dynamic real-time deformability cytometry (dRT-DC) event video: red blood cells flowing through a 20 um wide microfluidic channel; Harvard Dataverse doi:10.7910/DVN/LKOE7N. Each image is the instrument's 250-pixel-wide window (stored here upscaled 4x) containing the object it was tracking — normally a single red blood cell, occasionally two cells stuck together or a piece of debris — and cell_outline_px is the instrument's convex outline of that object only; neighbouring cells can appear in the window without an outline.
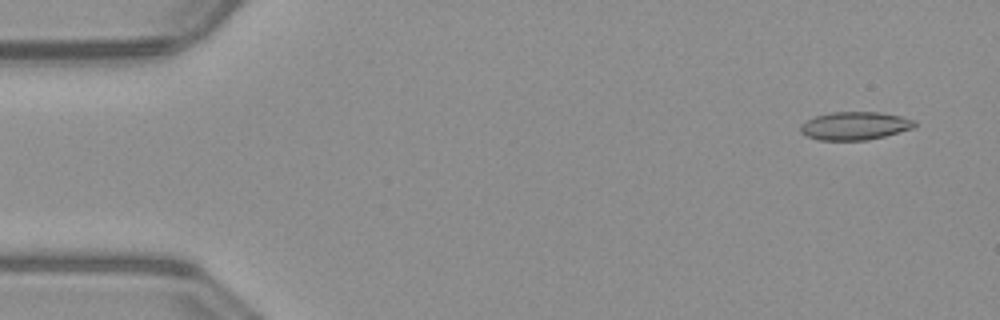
{"species": "common noctule bat (a hibernating species)", "species_latin": "Nyctalus noctula", "temperature_condition": "warm", "stored_images_in_passage": 51, "camera_frame_rate_fps": 3000, "um_per_image_px": 0.085, "animal": {"sex": "male", "body_mass_g": 23.1, "forearm_length_mm": 52.7}, "frame": {"image": 1, "passage_image": 3, "time_ms": 0.667, "image_size_px": [1000, 320], "cell_outline_px": [[916, 124], [912, 128], [884, 136], [868, 140], [816, 140], [800, 132], [800, 124], [816, 116], [832, 112], [880, 112], [900, 116], [916, 120]], "centroid_in_image_um": [72.65, 10.69], "position_along_channel_um": 12.3, "area_um2": 18.61}}
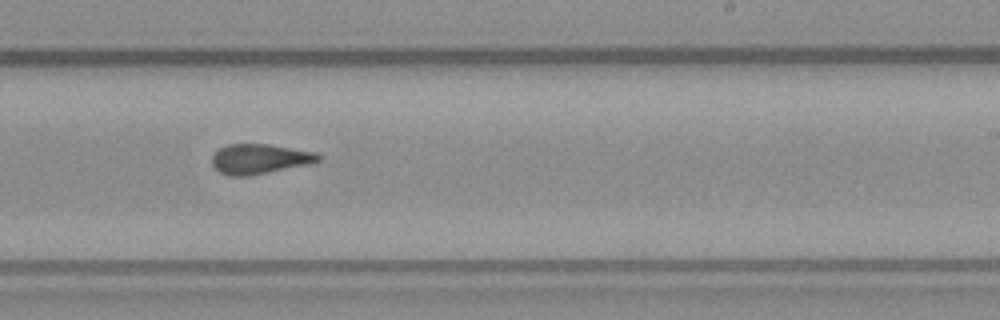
{"frame": {"image": 2, "passage_image": 31, "time_ms": 10.0, "image_size_px": [1000, 320], "cell_outline_px": [[324, 156], [320, 160], [312, 164], [248, 176], [228, 176], [220, 172], [212, 164], [212, 156], [220, 148], [228, 144], [268, 144], [316, 152]], "centroid_in_image_um": [22.12, 13.51], "position_along_channel_um": 266.9, "area_um2": 18.67}}
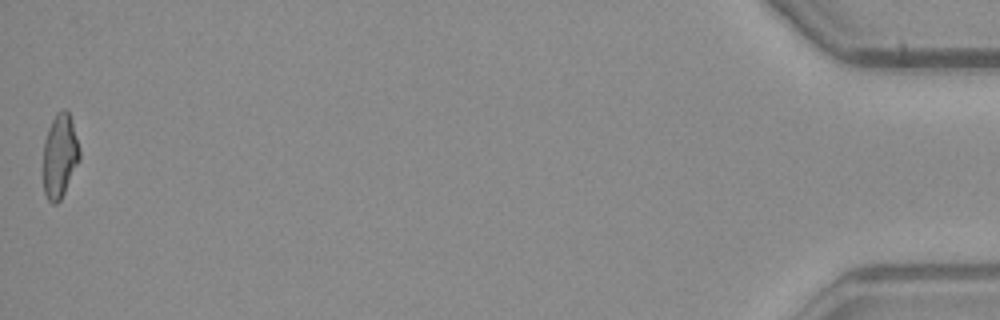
{"frame": {"image": 3, "passage_image": 51, "time_ms": 16.667, "image_size_px": [1000, 320], "cell_outline_px": [[80, 160], [60, 200], [56, 204], [52, 204], [48, 200], [44, 192], [44, 140], [48, 128], [56, 112], [64, 108], [68, 112], [80, 148]], "centroid_in_image_um": [5.08, 13.25], "position_along_channel_um": 430.1, "area_um2": 17.63}, "authors_computed_cell_mechanics": {"area_um2": 18.7272, "velocity_mm_per_s": 4.0275, "shape_relaxation_time_tau1_ms": null, "shape_relaxation_time_tau2_ms": 1.8176, "deformation_change_tau1": null, "deformation_change_tau2": 0.0947}}